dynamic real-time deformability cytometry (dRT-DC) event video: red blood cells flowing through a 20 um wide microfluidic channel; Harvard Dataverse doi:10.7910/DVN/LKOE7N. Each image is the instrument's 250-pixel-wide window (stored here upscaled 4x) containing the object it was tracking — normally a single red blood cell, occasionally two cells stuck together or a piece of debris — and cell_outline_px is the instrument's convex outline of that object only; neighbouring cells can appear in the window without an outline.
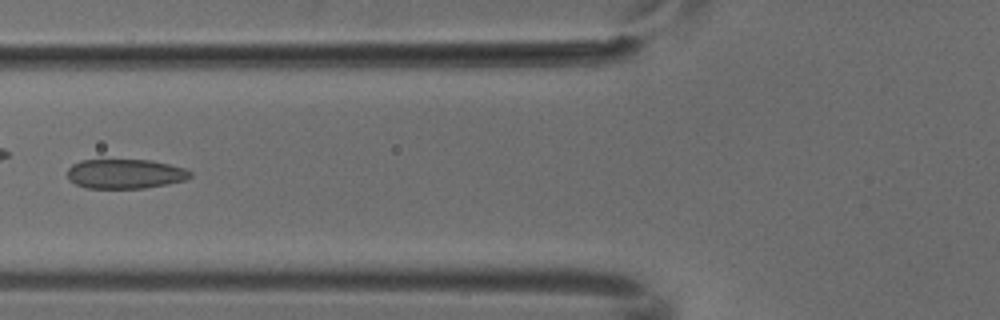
{"species": "common noctule bat (a hibernating species)", "species_latin": "Nyctalus noctula", "temperature_condition": "cold", "stored_images_in_passage": 5, "camera_frame_rate_fps": 3000, "um_per_image_px": 0.085, "animal": {"sex": "male", "body_mass_g": 18.8}, "frame": {"image": 1, "passage_image": 4, "time_ms": 1.0, "image_size_px": [1000, 320], "cell_outline_px": [[192, 176], [184, 180], [168, 184], [144, 188], [88, 188], [76, 184], [68, 180], [68, 168], [72, 164], [80, 160], [152, 160], [184, 168], [192, 172]], "centroid_in_image_um": [10.63, 14.77], "position_along_channel_um": 115.2, "area_um2": 21.15}}
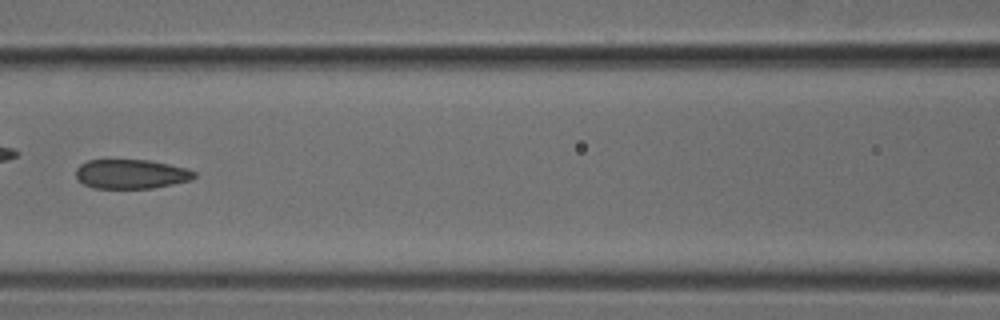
{"frame": {"image": 2, "passage_image": 5, "time_ms": 1.333, "image_size_px": [1000, 320], "cell_outline_px": [[196, 176], [192, 180], [152, 188], [92, 188], [84, 184], [76, 176], [76, 168], [80, 164], [88, 160], [148, 160], [168, 164], [184, 168], [196, 172]], "centroid_in_image_um": [11.13, 14.79], "position_along_channel_um": 155.5, "area_um2": 20.11}}